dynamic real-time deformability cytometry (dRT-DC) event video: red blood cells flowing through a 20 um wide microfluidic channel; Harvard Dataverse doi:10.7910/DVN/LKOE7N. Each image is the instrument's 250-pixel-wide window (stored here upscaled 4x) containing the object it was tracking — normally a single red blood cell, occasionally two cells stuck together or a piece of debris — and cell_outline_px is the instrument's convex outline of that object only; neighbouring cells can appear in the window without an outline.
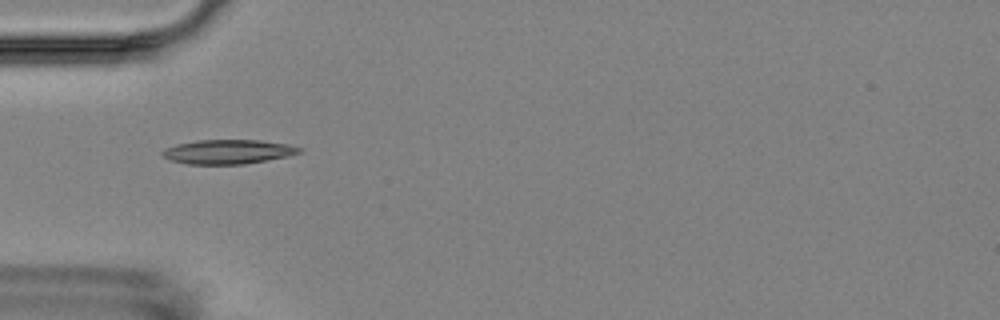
{"species": "Egyptian fruit bat (a non-hibernating species)", "species_latin": "Rousettus aegyptiacus", "temperature_condition": "room temperature", "stored_images_in_passage": 5, "camera_frame_rate_fps": 3000, "um_per_image_px": 0.085, "animal": {"sex": "female"}, "frame": {"image": 1, "passage_image": 1, "time_ms": 0.0, "image_size_px": [1000, 320], "cell_outline_px": [[304, 148], [300, 152], [288, 156], [244, 164], [188, 164], [172, 160], [164, 156], [160, 152], [164, 148], [176, 144], [196, 140], [260, 140], [288, 144]], "centroid_in_image_um": [19.38, 12.89], "position_along_channel_um": 65.6, "area_um2": 19.36}}
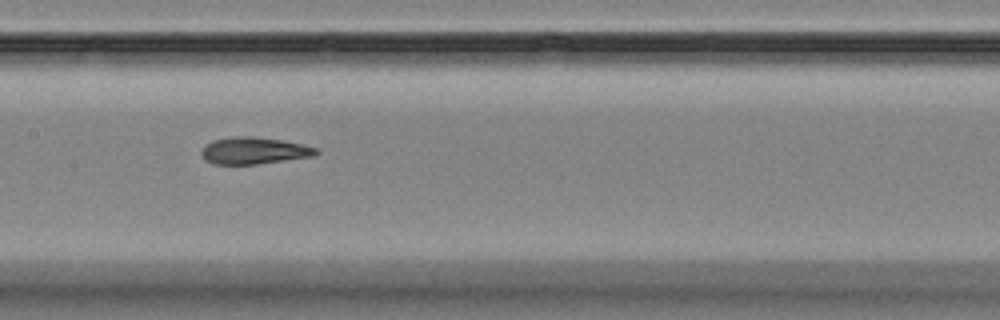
{"frame": {"image": 2, "passage_image": 4, "time_ms": 3.333, "image_size_px": [1000, 320], "cell_outline_px": [[320, 152], [312, 156], [256, 164], [212, 164], [204, 160], [200, 152], [212, 140], [236, 136], [252, 136], [280, 140], [300, 144], [316, 148]], "centroid_in_image_um": [21.54, 12.81], "position_along_channel_um": 185.9, "area_um2": 17.69}}
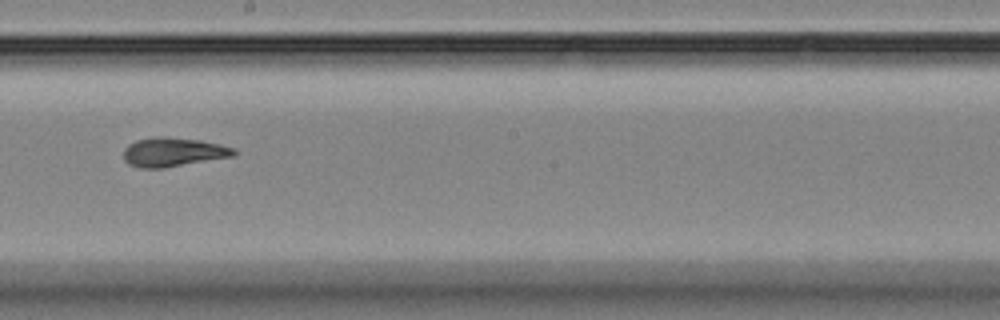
{"frame": {"image": 3, "passage_image": 5, "time_ms": 4.667, "image_size_px": [1000, 320], "cell_outline_px": [[236, 156], [164, 168], [140, 168], [128, 164], [124, 160], [124, 148], [128, 144], [136, 140], [156, 136], [164, 136], [200, 140], [220, 144], [236, 148]], "centroid_in_image_um": [14.73, 12.92], "position_along_channel_um": 233.5, "area_um2": 18.96}}